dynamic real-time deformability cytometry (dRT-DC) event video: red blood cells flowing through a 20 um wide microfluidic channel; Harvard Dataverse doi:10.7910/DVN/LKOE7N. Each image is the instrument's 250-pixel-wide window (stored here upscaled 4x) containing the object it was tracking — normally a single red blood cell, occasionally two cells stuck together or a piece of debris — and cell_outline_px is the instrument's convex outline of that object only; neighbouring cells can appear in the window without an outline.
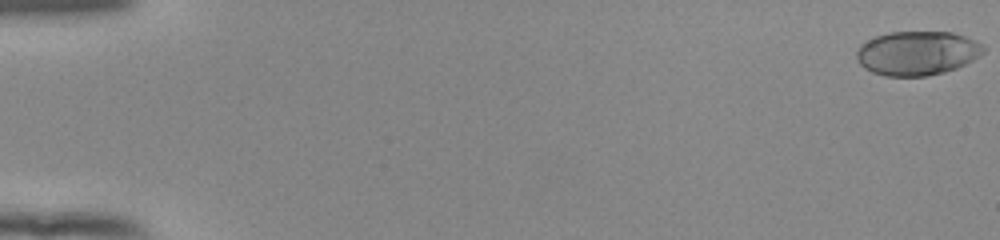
{"species": "human", "species_latin": "Homo sapiens", "temperature_condition": "room temperature", "stored_images_in_passage": 55, "camera_frame_rate_fps": 3000, "um_per_image_px": 0.085, "donor": {"sex": "female"}, "frame": {"image": 1, "passage_image": 1, "time_ms": 0.0, "image_size_px": [1000, 240], "cell_outline_px": [[984, 52], [980, 56], [956, 68], [944, 72], [928, 76], [884, 76], [872, 72], [864, 68], [860, 64], [856, 56], [856, 52], [860, 44], [876, 36], [888, 32], [952, 32], [976, 40], [984, 44]], "centroid_in_image_um": [77.96, 4.52], "position_along_channel_um": 7.0, "area_um2": 32.77}}
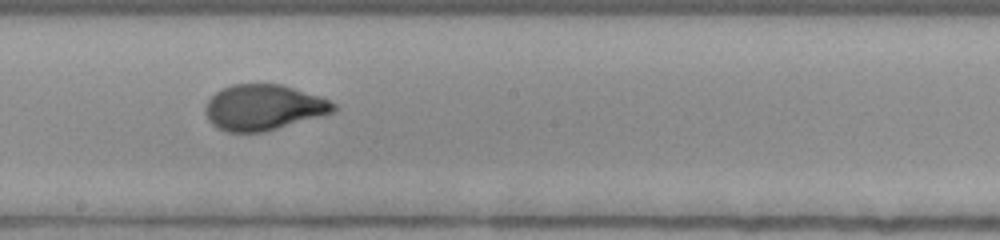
{"frame": {"image": 2, "passage_image": 32, "time_ms": 10.333, "image_size_px": [1000, 240], "cell_outline_px": [[340, 108], [336, 112], [264, 132], [228, 132], [216, 128], [208, 120], [204, 112], [204, 108], [208, 100], [216, 92], [232, 84], [280, 84], [320, 96], [336, 104]], "centroid_in_image_um": [22.41, 9.14], "position_along_channel_um": 225.8, "area_um2": 34.28}}
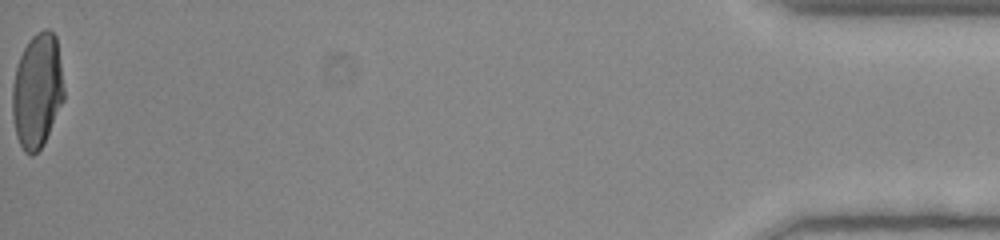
{"frame": {"image": 3, "passage_image": 55, "time_ms": 18.0, "image_size_px": [1000, 240], "cell_outline_px": [[64, 100], [44, 144], [32, 156], [24, 152], [16, 136], [12, 116], [12, 84], [16, 68], [20, 56], [24, 48], [32, 36], [36, 32], [44, 28], [48, 28], [56, 36], [64, 88]], "centroid_in_image_um": [3.16, 7.73], "position_along_channel_um": 432.0, "area_um2": 34.62}, "authors_computed_cell_mechanics": {"area_um2": 33.7552, "velocity_mm_per_s": 3.887, "shape_relaxation_time_tau1_ms": 4.9505, "shape_relaxation_time_tau2_ms": null, "deformation_change_tau1": 0.2219, "deformation_change_tau2": null}}